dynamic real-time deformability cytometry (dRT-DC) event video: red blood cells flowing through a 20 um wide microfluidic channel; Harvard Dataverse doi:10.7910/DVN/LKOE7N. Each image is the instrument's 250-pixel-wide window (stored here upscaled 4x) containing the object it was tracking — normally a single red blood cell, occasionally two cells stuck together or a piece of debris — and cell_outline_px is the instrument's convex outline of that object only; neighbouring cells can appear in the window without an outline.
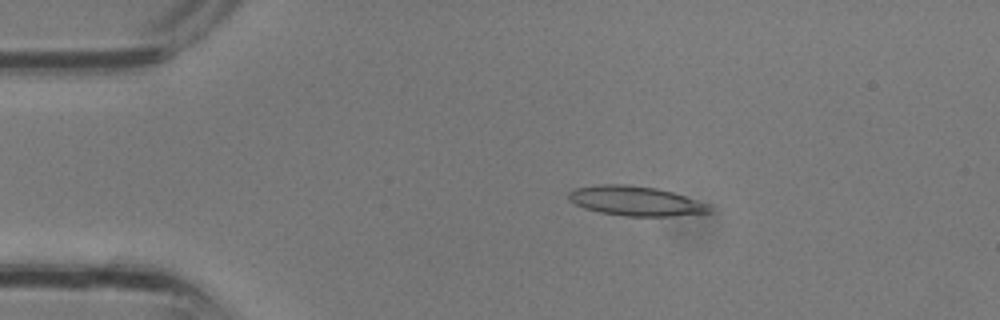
{"species": "common noctule bat (a hibernating species)", "species_latin": "Nyctalus noctula", "temperature_condition": "room temperature", "stored_images_in_passage": 3, "camera_frame_rate_fps": 3000, "um_per_image_px": 0.085, "animal": {"sex": "male", "body_mass_g": 13.3}, "frame": {"image": 1, "passage_image": 2, "time_ms": 0.333, "image_size_px": [1000, 320], "cell_outline_px": [[712, 212], [672, 216], [624, 216], [600, 212], [584, 208], [568, 200], [568, 192], [572, 188], [604, 184], [624, 184], [656, 188], [672, 192], [708, 204]], "centroid_in_image_um": [53.98, 17.08], "position_along_channel_um": 31.0, "area_um2": 24.16}}
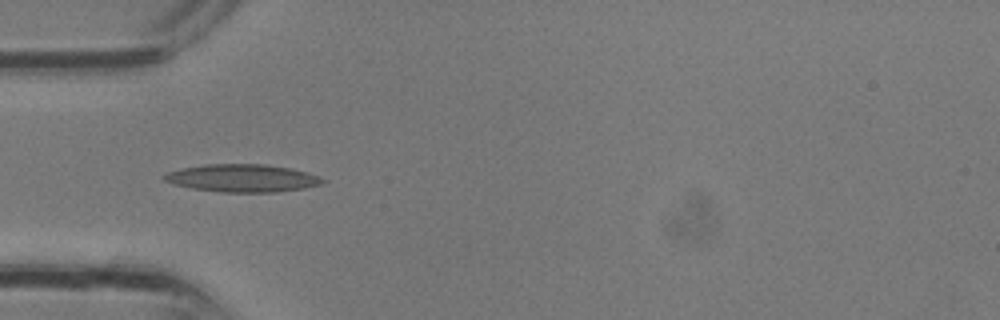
{"frame": {"image": 2, "passage_image": 3, "time_ms": 0.667, "image_size_px": [1000, 320], "cell_outline_px": [[328, 180], [320, 184], [304, 188], [276, 192], [220, 192], [192, 188], [176, 184], [164, 180], [160, 176], [168, 172], [180, 168], [204, 164], [268, 164], [292, 168], [308, 172]], "centroid_in_image_um": [20.61, 15.13], "position_along_channel_um": 64.4, "area_um2": 25.72}}